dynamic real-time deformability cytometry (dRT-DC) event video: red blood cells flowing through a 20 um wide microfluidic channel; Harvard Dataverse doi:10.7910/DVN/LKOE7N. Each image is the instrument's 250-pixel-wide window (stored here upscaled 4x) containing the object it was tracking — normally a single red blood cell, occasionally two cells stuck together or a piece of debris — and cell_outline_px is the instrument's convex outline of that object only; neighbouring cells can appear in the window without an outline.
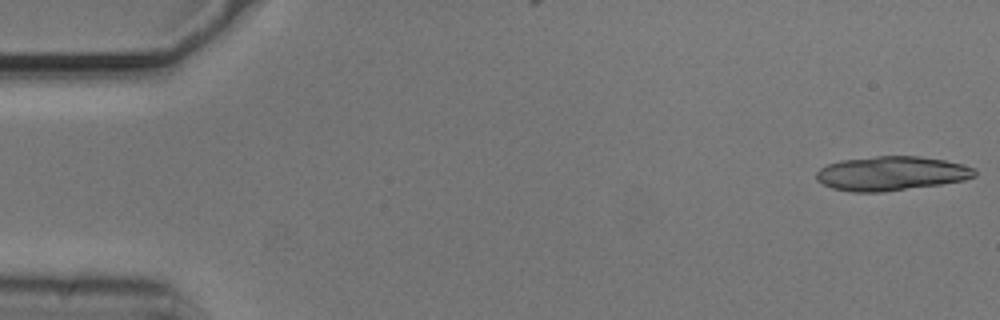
{"species": "common noctule bat (a hibernating species)", "species_latin": "Nyctalus noctula", "temperature_condition": "cold", "stored_images_in_passage": 54, "camera_frame_rate_fps": 3000, "um_per_image_px": 0.085, "animal": {"sex": "male", "body_mass_g": 20.5, "forearm_length_mm": 52.5}, "frame": {"image": 1, "passage_image": 1, "time_ms": 0.0, "image_size_px": [1000, 320], "cell_outline_px": [[976, 176], [964, 180], [940, 184], [884, 192], [852, 192], [832, 188], [816, 180], [816, 172], [820, 168], [828, 164], [840, 160], [876, 156], [920, 156], [944, 160], [976, 168]], "centroid_in_image_um": [75.75, 14.74], "position_along_channel_um": 9.3, "area_um2": 31.62}}
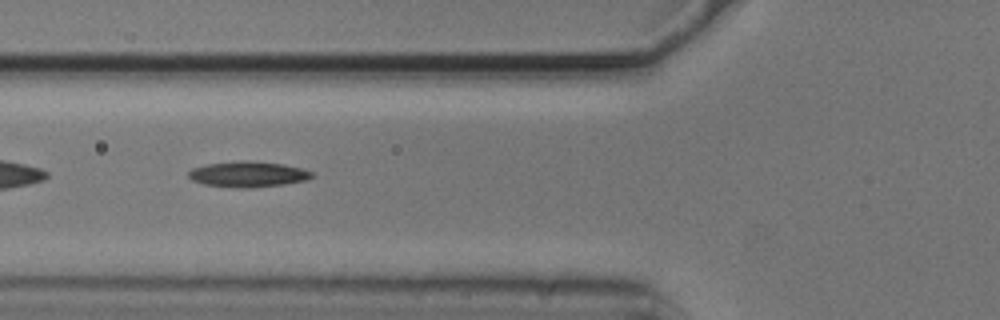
{"frame": {"image": 2, "passage_image": 20, "time_ms": 6.333, "image_size_px": [1000, 320], "cell_outline_px": [[312, 176], [304, 180], [284, 184], [252, 188], [236, 188], [204, 184], [192, 180], [188, 176], [188, 172], [192, 168], [208, 164], [240, 160], [248, 160], [284, 164], [300, 168], [312, 172]], "centroid_in_image_um": [21.04, 14.81], "position_along_channel_um": 104.8, "area_um2": 18.38}}
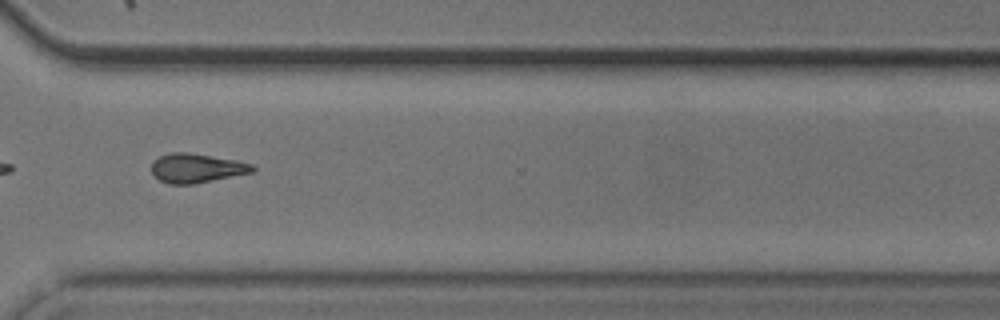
{"frame": {"image": 3, "passage_image": 40, "time_ms": 13.0, "image_size_px": [1000, 320], "cell_outline_px": [[256, 168], [252, 172], [192, 184], [168, 184], [160, 180], [152, 172], [152, 160], [160, 156], [172, 152], [188, 152], [236, 160], [252, 164]], "centroid_in_image_um": [16.68, 14.28], "position_along_channel_um": 353.9, "area_um2": 16.99}, "authors_computed_cell_mechanics": {"area_um2": 17.1377, "velocity_mm_per_s": 3.7396, "shape_relaxation_time_tau1_ms": 10.3453, "shape_relaxation_time_tau2_ms": null, "deformation_change_tau1": 0.2283, "deformation_change_tau2": null}}